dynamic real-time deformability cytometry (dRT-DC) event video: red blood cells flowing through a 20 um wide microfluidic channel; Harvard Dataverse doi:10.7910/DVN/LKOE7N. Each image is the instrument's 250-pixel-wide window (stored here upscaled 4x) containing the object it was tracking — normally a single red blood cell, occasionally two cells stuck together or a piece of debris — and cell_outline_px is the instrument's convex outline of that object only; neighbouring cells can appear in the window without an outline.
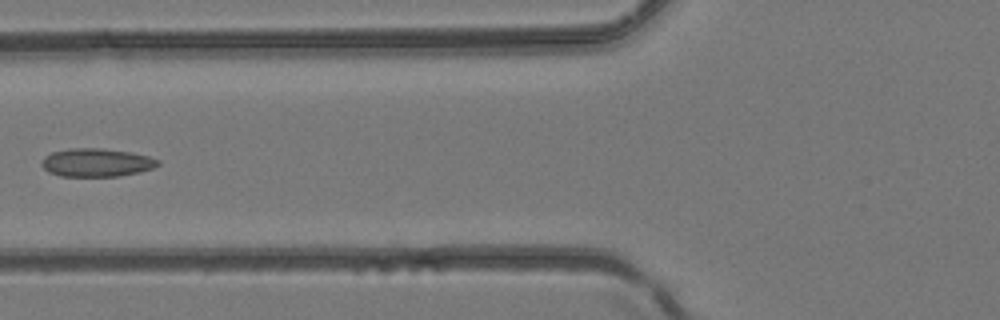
{"species": "common noctule bat (a hibernating species)", "species_latin": "Nyctalus noctula", "temperature_condition": "room temperature", "stored_images_in_passage": 6, "camera_frame_rate_fps": 3000, "um_per_image_px": 0.085, "animal": {"sex": "female", "body_mass_g": 24.6, "forearm_length_mm": 56.2}, "frame": {"image": 1, "passage_image": 6, "time_ms": 1.667, "image_size_px": [1000, 320], "cell_outline_px": [[160, 164], [152, 168], [140, 172], [120, 176], [60, 176], [48, 172], [40, 164], [44, 156], [52, 152], [68, 148], [104, 148], [128, 152], [148, 156], [160, 160]], "centroid_in_image_um": [8.18, 13.81], "position_along_channel_um": 117.6, "area_um2": 19.25}}